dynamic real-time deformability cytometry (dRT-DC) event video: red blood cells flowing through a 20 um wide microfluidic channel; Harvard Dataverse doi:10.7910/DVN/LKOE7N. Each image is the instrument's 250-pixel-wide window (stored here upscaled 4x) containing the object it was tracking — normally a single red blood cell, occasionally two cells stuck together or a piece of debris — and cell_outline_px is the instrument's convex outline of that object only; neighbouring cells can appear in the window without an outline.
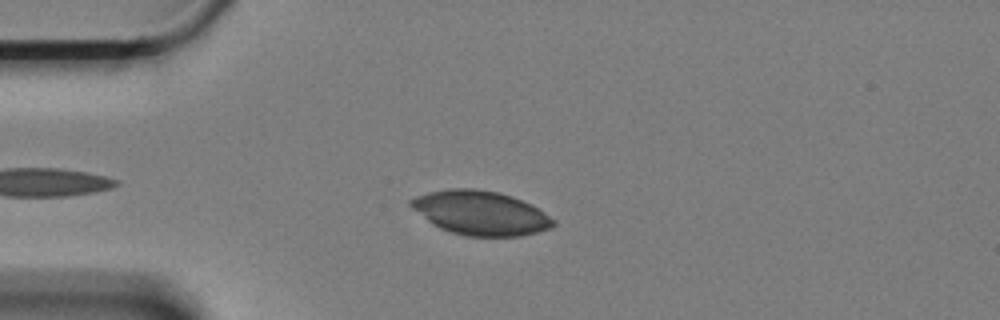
{"species": "Egyptian fruit bat (a non-hibernating species)", "species_latin": "Rousettus aegyptiacus", "temperature_condition": "cold", "stored_images_in_passage": 41, "camera_frame_rate_fps": 3000, "um_per_image_px": 0.085, "animal": {"sex": "female"}, "frame": {"image": 1, "passage_image": 6, "time_ms": 1.667, "image_size_px": [1000, 320], "cell_outline_px": [[556, 224], [548, 228], [536, 232], [520, 236], [464, 236], [440, 228], [432, 224], [412, 208], [408, 204], [408, 200], [416, 196], [428, 192], [448, 188], [476, 188], [500, 192], [512, 196], [532, 204], [556, 220]], "centroid_in_image_um": [40.83, 18.08], "position_along_channel_um": 44.2, "area_um2": 36.82}}
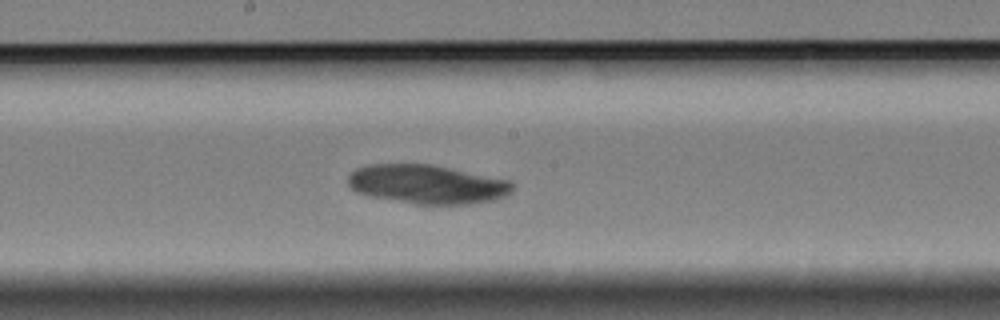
{"frame": {"image": 2, "passage_image": 23, "time_ms": 7.333, "image_size_px": [1000, 320], "cell_outline_px": [[512, 192], [504, 196], [492, 200], [472, 204], [416, 204], [368, 196], [356, 192], [348, 184], [348, 176], [356, 168], [364, 164], [432, 164], [508, 180], [512, 184]], "centroid_in_image_um": [36.25, 15.66], "position_along_channel_um": 211.9, "area_um2": 37.34}}
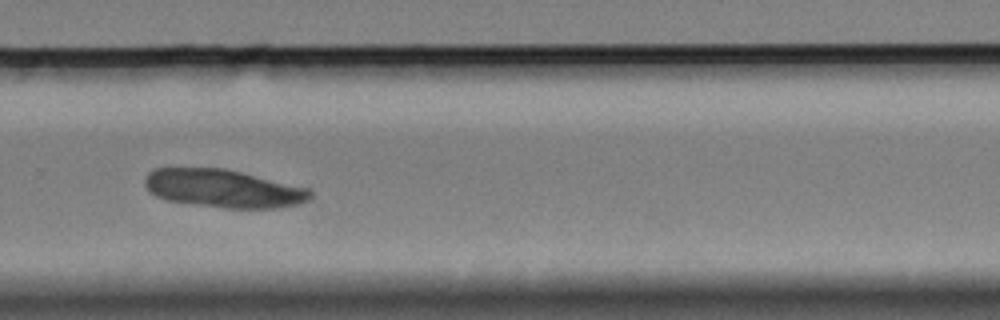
{"frame": {"image": 3, "passage_image": 32, "time_ms": 10.333, "image_size_px": [1000, 320], "cell_outline_px": [[312, 196], [308, 200], [296, 204], [276, 208], [224, 208], [168, 200], [156, 196], [144, 184], [144, 180], [148, 172], [156, 168], [224, 168], [312, 188]], "centroid_in_image_um": [19.03, 16.01], "position_along_channel_um": 310.8, "area_um2": 36.7}}